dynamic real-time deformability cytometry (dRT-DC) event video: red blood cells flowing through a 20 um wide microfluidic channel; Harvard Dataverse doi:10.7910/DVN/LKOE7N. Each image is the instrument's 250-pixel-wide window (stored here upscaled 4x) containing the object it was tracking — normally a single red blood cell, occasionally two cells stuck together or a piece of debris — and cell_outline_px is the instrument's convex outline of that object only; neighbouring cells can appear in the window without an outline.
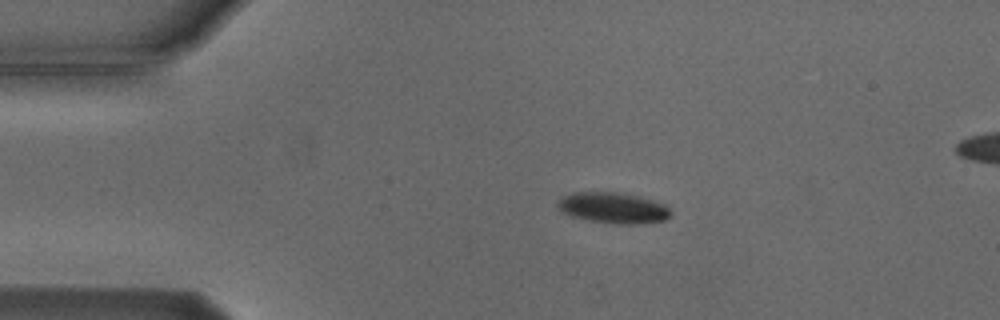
{"species": "Egyptian fruit bat (a non-hibernating species)", "species_latin": "Rousettus aegyptiacus", "temperature_condition": "cold", "stored_images_in_passage": 4, "camera_frame_rate_fps": 3000, "um_per_image_px": 0.085, "animal": {"sex": "male"}, "frame": {"image": 1, "passage_image": 2, "time_ms": 2.0, "image_size_px": [1000, 320], "cell_outline_px": [[672, 216], [668, 220], [640, 224], [616, 224], [588, 220], [572, 216], [560, 212], [556, 208], [556, 204], [564, 196], [572, 192], [616, 192], [640, 196], [668, 204], [672, 212]], "centroid_in_image_um": [52.18, 17.67], "position_along_channel_um": 32.8, "area_um2": 20.87}}